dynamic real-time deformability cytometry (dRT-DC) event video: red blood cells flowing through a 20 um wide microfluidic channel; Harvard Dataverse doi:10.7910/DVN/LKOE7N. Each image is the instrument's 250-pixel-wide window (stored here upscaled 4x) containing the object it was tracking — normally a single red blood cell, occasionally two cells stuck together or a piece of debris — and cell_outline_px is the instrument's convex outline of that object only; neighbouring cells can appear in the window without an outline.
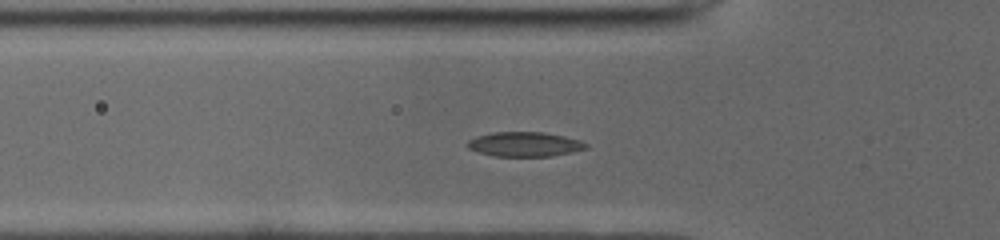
{"species": "common noctule bat (a hibernating species)", "species_latin": "Nyctalus noctula", "temperature_condition": "cold", "stored_images_in_passage": 46, "camera_frame_rate_fps": 3000, "um_per_image_px": 0.085, "animal": {"sex": "male", "body_mass_g": 19.0, "forearm_length_mm": 50.8}, "frame": {"image": 1, "passage_image": 12, "time_ms": 3.667, "image_size_px": [1000, 240], "cell_outline_px": [[588, 148], [572, 152], [552, 156], [496, 156], [476, 152], [468, 148], [464, 144], [468, 140], [476, 136], [492, 132], [544, 132], [564, 136], [580, 140], [588, 144]], "centroid_in_image_um": [44.56, 12.26], "position_along_channel_um": 81.2, "area_um2": 17.17}}
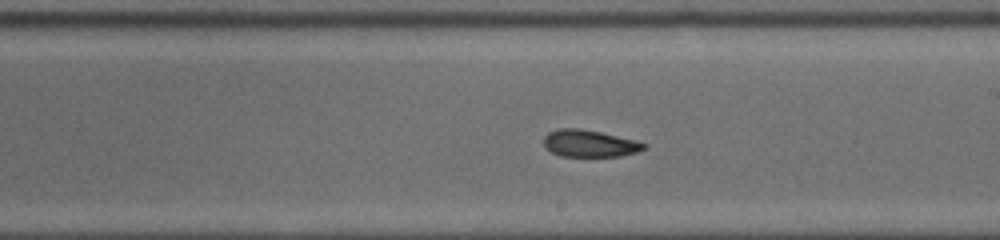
{"frame": {"image": 2, "passage_image": 24, "time_ms": 7.667, "image_size_px": [1000, 240], "cell_outline_px": [[648, 148], [640, 152], [620, 156], [560, 156], [544, 148], [544, 136], [548, 132], [560, 128], [580, 128], [600, 132], [636, 140], [648, 144]], "centroid_in_image_um": [50.14, 12.2], "position_along_channel_um": 238.9, "area_um2": 16.01}}
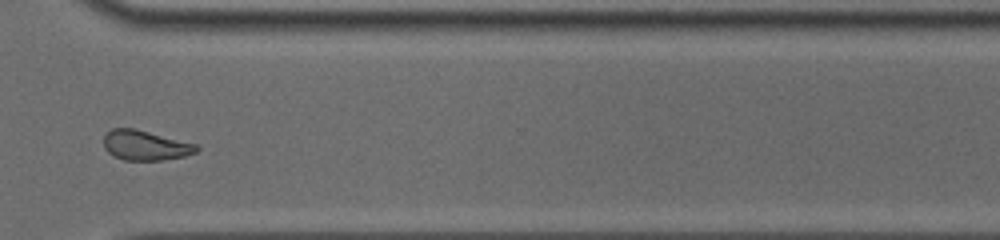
{"frame": {"image": 3, "passage_image": 33, "time_ms": 10.667, "image_size_px": [1000, 240], "cell_outline_px": [[200, 148], [196, 152], [184, 156], [164, 160], [124, 160], [112, 156], [104, 148], [104, 136], [112, 128], [136, 128], [196, 144]], "centroid_in_image_um": [12.34, 12.35], "position_along_channel_um": 358.3, "area_um2": 16.24}}